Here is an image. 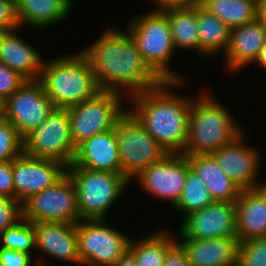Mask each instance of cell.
Returning <instances> with one entry per match:
<instances>
[{"label": "cell", "instance_id": "29", "mask_svg": "<svg viewBox=\"0 0 266 266\" xmlns=\"http://www.w3.org/2000/svg\"><path fill=\"white\" fill-rule=\"evenodd\" d=\"M214 202L203 181L192 170L187 171L184 188L174 210L185 216Z\"/></svg>", "mask_w": 266, "mask_h": 266}, {"label": "cell", "instance_id": "32", "mask_svg": "<svg viewBox=\"0 0 266 266\" xmlns=\"http://www.w3.org/2000/svg\"><path fill=\"white\" fill-rule=\"evenodd\" d=\"M239 266H266V238H255L240 242Z\"/></svg>", "mask_w": 266, "mask_h": 266}, {"label": "cell", "instance_id": "11", "mask_svg": "<svg viewBox=\"0 0 266 266\" xmlns=\"http://www.w3.org/2000/svg\"><path fill=\"white\" fill-rule=\"evenodd\" d=\"M23 218L31 223L81 221L75 183L68 173L53 186L32 195L22 204Z\"/></svg>", "mask_w": 266, "mask_h": 266}, {"label": "cell", "instance_id": "22", "mask_svg": "<svg viewBox=\"0 0 266 266\" xmlns=\"http://www.w3.org/2000/svg\"><path fill=\"white\" fill-rule=\"evenodd\" d=\"M237 238L240 242L266 238V189L242 190L236 201Z\"/></svg>", "mask_w": 266, "mask_h": 266}, {"label": "cell", "instance_id": "21", "mask_svg": "<svg viewBox=\"0 0 266 266\" xmlns=\"http://www.w3.org/2000/svg\"><path fill=\"white\" fill-rule=\"evenodd\" d=\"M176 240L183 246L190 266H233L238 263L240 241L237 237Z\"/></svg>", "mask_w": 266, "mask_h": 266}, {"label": "cell", "instance_id": "45", "mask_svg": "<svg viewBox=\"0 0 266 266\" xmlns=\"http://www.w3.org/2000/svg\"><path fill=\"white\" fill-rule=\"evenodd\" d=\"M254 1L260 4L263 0H254Z\"/></svg>", "mask_w": 266, "mask_h": 266}, {"label": "cell", "instance_id": "12", "mask_svg": "<svg viewBox=\"0 0 266 266\" xmlns=\"http://www.w3.org/2000/svg\"><path fill=\"white\" fill-rule=\"evenodd\" d=\"M53 108L39 80H26L0 105L1 116L10 121L23 138L42 124Z\"/></svg>", "mask_w": 266, "mask_h": 266}, {"label": "cell", "instance_id": "18", "mask_svg": "<svg viewBox=\"0 0 266 266\" xmlns=\"http://www.w3.org/2000/svg\"><path fill=\"white\" fill-rule=\"evenodd\" d=\"M266 40V25L258 18L230 31L229 44L224 52V67L229 73L245 69L257 58ZM225 60V61H224Z\"/></svg>", "mask_w": 266, "mask_h": 266}, {"label": "cell", "instance_id": "19", "mask_svg": "<svg viewBox=\"0 0 266 266\" xmlns=\"http://www.w3.org/2000/svg\"><path fill=\"white\" fill-rule=\"evenodd\" d=\"M68 167L93 171L120 172V153L115 128L83 140Z\"/></svg>", "mask_w": 266, "mask_h": 266}, {"label": "cell", "instance_id": "41", "mask_svg": "<svg viewBox=\"0 0 266 266\" xmlns=\"http://www.w3.org/2000/svg\"><path fill=\"white\" fill-rule=\"evenodd\" d=\"M253 63L266 70V40Z\"/></svg>", "mask_w": 266, "mask_h": 266}, {"label": "cell", "instance_id": "39", "mask_svg": "<svg viewBox=\"0 0 266 266\" xmlns=\"http://www.w3.org/2000/svg\"><path fill=\"white\" fill-rule=\"evenodd\" d=\"M202 0H162L156 8L164 9L169 7L198 6Z\"/></svg>", "mask_w": 266, "mask_h": 266}, {"label": "cell", "instance_id": "7", "mask_svg": "<svg viewBox=\"0 0 266 266\" xmlns=\"http://www.w3.org/2000/svg\"><path fill=\"white\" fill-rule=\"evenodd\" d=\"M116 137L120 153V173L131 183L149 165L167 155L129 108L117 121Z\"/></svg>", "mask_w": 266, "mask_h": 266}, {"label": "cell", "instance_id": "31", "mask_svg": "<svg viewBox=\"0 0 266 266\" xmlns=\"http://www.w3.org/2000/svg\"><path fill=\"white\" fill-rule=\"evenodd\" d=\"M24 153L23 137L0 115V162L14 160Z\"/></svg>", "mask_w": 266, "mask_h": 266}, {"label": "cell", "instance_id": "30", "mask_svg": "<svg viewBox=\"0 0 266 266\" xmlns=\"http://www.w3.org/2000/svg\"><path fill=\"white\" fill-rule=\"evenodd\" d=\"M0 244V247L32 255L33 248L36 249L33 223L22 218L14 226L0 233Z\"/></svg>", "mask_w": 266, "mask_h": 266}, {"label": "cell", "instance_id": "28", "mask_svg": "<svg viewBox=\"0 0 266 266\" xmlns=\"http://www.w3.org/2000/svg\"><path fill=\"white\" fill-rule=\"evenodd\" d=\"M136 239L132 237L129 250L134 254L137 266H164L167 248L176 240V235L160 229Z\"/></svg>", "mask_w": 266, "mask_h": 266}, {"label": "cell", "instance_id": "2", "mask_svg": "<svg viewBox=\"0 0 266 266\" xmlns=\"http://www.w3.org/2000/svg\"><path fill=\"white\" fill-rule=\"evenodd\" d=\"M183 83L163 81L127 98V105L132 103L129 110L167 154H182L187 140L191 97L179 94Z\"/></svg>", "mask_w": 266, "mask_h": 266}, {"label": "cell", "instance_id": "43", "mask_svg": "<svg viewBox=\"0 0 266 266\" xmlns=\"http://www.w3.org/2000/svg\"><path fill=\"white\" fill-rule=\"evenodd\" d=\"M46 259H44V260H41V256L39 257V258H37V260H36V262H37V264H36V266H53L52 264H50V263H46L47 261H45Z\"/></svg>", "mask_w": 266, "mask_h": 266}, {"label": "cell", "instance_id": "15", "mask_svg": "<svg viewBox=\"0 0 266 266\" xmlns=\"http://www.w3.org/2000/svg\"><path fill=\"white\" fill-rule=\"evenodd\" d=\"M181 221L176 238L237 237L236 202L214 201L188 213Z\"/></svg>", "mask_w": 266, "mask_h": 266}, {"label": "cell", "instance_id": "13", "mask_svg": "<svg viewBox=\"0 0 266 266\" xmlns=\"http://www.w3.org/2000/svg\"><path fill=\"white\" fill-rule=\"evenodd\" d=\"M189 169L186 156L167 154L160 161L149 165L132 182H138L146 194L167 201L174 208L179 201Z\"/></svg>", "mask_w": 266, "mask_h": 266}, {"label": "cell", "instance_id": "46", "mask_svg": "<svg viewBox=\"0 0 266 266\" xmlns=\"http://www.w3.org/2000/svg\"><path fill=\"white\" fill-rule=\"evenodd\" d=\"M263 186H264V188L266 189V180H264V185H263Z\"/></svg>", "mask_w": 266, "mask_h": 266}, {"label": "cell", "instance_id": "14", "mask_svg": "<svg viewBox=\"0 0 266 266\" xmlns=\"http://www.w3.org/2000/svg\"><path fill=\"white\" fill-rule=\"evenodd\" d=\"M245 132L246 130H243L231 142L211 154L227 176L242 190L256 189L264 185V180L258 178L261 173L259 171L262 153L260 149L245 141Z\"/></svg>", "mask_w": 266, "mask_h": 266}, {"label": "cell", "instance_id": "16", "mask_svg": "<svg viewBox=\"0 0 266 266\" xmlns=\"http://www.w3.org/2000/svg\"><path fill=\"white\" fill-rule=\"evenodd\" d=\"M67 173V166L54 159L22 153L13 160L15 199L23 204L32 195L53 186Z\"/></svg>", "mask_w": 266, "mask_h": 266}, {"label": "cell", "instance_id": "37", "mask_svg": "<svg viewBox=\"0 0 266 266\" xmlns=\"http://www.w3.org/2000/svg\"><path fill=\"white\" fill-rule=\"evenodd\" d=\"M0 196L15 199L13 160L0 162Z\"/></svg>", "mask_w": 266, "mask_h": 266}, {"label": "cell", "instance_id": "34", "mask_svg": "<svg viewBox=\"0 0 266 266\" xmlns=\"http://www.w3.org/2000/svg\"><path fill=\"white\" fill-rule=\"evenodd\" d=\"M26 81L18 72L0 63V105Z\"/></svg>", "mask_w": 266, "mask_h": 266}, {"label": "cell", "instance_id": "40", "mask_svg": "<svg viewBox=\"0 0 266 266\" xmlns=\"http://www.w3.org/2000/svg\"><path fill=\"white\" fill-rule=\"evenodd\" d=\"M114 266H137V261L134 254L128 249Z\"/></svg>", "mask_w": 266, "mask_h": 266}, {"label": "cell", "instance_id": "44", "mask_svg": "<svg viewBox=\"0 0 266 266\" xmlns=\"http://www.w3.org/2000/svg\"><path fill=\"white\" fill-rule=\"evenodd\" d=\"M152 2H155V6L153 7H156L162 0H151Z\"/></svg>", "mask_w": 266, "mask_h": 266}, {"label": "cell", "instance_id": "9", "mask_svg": "<svg viewBox=\"0 0 266 266\" xmlns=\"http://www.w3.org/2000/svg\"><path fill=\"white\" fill-rule=\"evenodd\" d=\"M81 266H114L129 249L132 237L109 225L107 219L76 224Z\"/></svg>", "mask_w": 266, "mask_h": 266}, {"label": "cell", "instance_id": "35", "mask_svg": "<svg viewBox=\"0 0 266 266\" xmlns=\"http://www.w3.org/2000/svg\"><path fill=\"white\" fill-rule=\"evenodd\" d=\"M32 256L30 253L0 247V266H36L37 262Z\"/></svg>", "mask_w": 266, "mask_h": 266}, {"label": "cell", "instance_id": "23", "mask_svg": "<svg viewBox=\"0 0 266 266\" xmlns=\"http://www.w3.org/2000/svg\"><path fill=\"white\" fill-rule=\"evenodd\" d=\"M73 0H15L20 27L48 29L72 14Z\"/></svg>", "mask_w": 266, "mask_h": 266}, {"label": "cell", "instance_id": "26", "mask_svg": "<svg viewBox=\"0 0 266 266\" xmlns=\"http://www.w3.org/2000/svg\"><path fill=\"white\" fill-rule=\"evenodd\" d=\"M161 10L169 20L175 49L193 50L199 54L197 6L169 7Z\"/></svg>", "mask_w": 266, "mask_h": 266}, {"label": "cell", "instance_id": "4", "mask_svg": "<svg viewBox=\"0 0 266 266\" xmlns=\"http://www.w3.org/2000/svg\"><path fill=\"white\" fill-rule=\"evenodd\" d=\"M38 80L55 108H70L101 91L80 51L45 60Z\"/></svg>", "mask_w": 266, "mask_h": 266}, {"label": "cell", "instance_id": "27", "mask_svg": "<svg viewBox=\"0 0 266 266\" xmlns=\"http://www.w3.org/2000/svg\"><path fill=\"white\" fill-rule=\"evenodd\" d=\"M201 6L230 29L259 18V4L254 0H202Z\"/></svg>", "mask_w": 266, "mask_h": 266}, {"label": "cell", "instance_id": "42", "mask_svg": "<svg viewBox=\"0 0 266 266\" xmlns=\"http://www.w3.org/2000/svg\"><path fill=\"white\" fill-rule=\"evenodd\" d=\"M259 19L266 25V0L259 4Z\"/></svg>", "mask_w": 266, "mask_h": 266}, {"label": "cell", "instance_id": "10", "mask_svg": "<svg viewBox=\"0 0 266 266\" xmlns=\"http://www.w3.org/2000/svg\"><path fill=\"white\" fill-rule=\"evenodd\" d=\"M23 143L26 155L54 159L68 167L76 153L68 109L54 107L46 120L23 138Z\"/></svg>", "mask_w": 266, "mask_h": 266}, {"label": "cell", "instance_id": "20", "mask_svg": "<svg viewBox=\"0 0 266 266\" xmlns=\"http://www.w3.org/2000/svg\"><path fill=\"white\" fill-rule=\"evenodd\" d=\"M24 28L0 32V63L18 72L26 80H38L45 59L18 32Z\"/></svg>", "mask_w": 266, "mask_h": 266}, {"label": "cell", "instance_id": "17", "mask_svg": "<svg viewBox=\"0 0 266 266\" xmlns=\"http://www.w3.org/2000/svg\"><path fill=\"white\" fill-rule=\"evenodd\" d=\"M35 246L45 256L81 266L76 225L63 222L34 223Z\"/></svg>", "mask_w": 266, "mask_h": 266}, {"label": "cell", "instance_id": "36", "mask_svg": "<svg viewBox=\"0 0 266 266\" xmlns=\"http://www.w3.org/2000/svg\"><path fill=\"white\" fill-rule=\"evenodd\" d=\"M20 28L15 0H0V32Z\"/></svg>", "mask_w": 266, "mask_h": 266}, {"label": "cell", "instance_id": "3", "mask_svg": "<svg viewBox=\"0 0 266 266\" xmlns=\"http://www.w3.org/2000/svg\"><path fill=\"white\" fill-rule=\"evenodd\" d=\"M202 90L197 97H191L187 140L181 154L184 156L212 154L245 130L214 94Z\"/></svg>", "mask_w": 266, "mask_h": 266}, {"label": "cell", "instance_id": "5", "mask_svg": "<svg viewBox=\"0 0 266 266\" xmlns=\"http://www.w3.org/2000/svg\"><path fill=\"white\" fill-rule=\"evenodd\" d=\"M128 31L145 63L162 81H186L172 70L170 62L176 49L173 45L171 27L167 15L160 9L142 13L131 18Z\"/></svg>", "mask_w": 266, "mask_h": 266}, {"label": "cell", "instance_id": "25", "mask_svg": "<svg viewBox=\"0 0 266 266\" xmlns=\"http://www.w3.org/2000/svg\"><path fill=\"white\" fill-rule=\"evenodd\" d=\"M199 56L214 58L226 51L231 29L201 5L197 6ZM222 52V53H221Z\"/></svg>", "mask_w": 266, "mask_h": 266}, {"label": "cell", "instance_id": "1", "mask_svg": "<svg viewBox=\"0 0 266 266\" xmlns=\"http://www.w3.org/2000/svg\"><path fill=\"white\" fill-rule=\"evenodd\" d=\"M88 60L101 90L127 98L159 86L163 81L145 63L126 29L107 26L92 44L80 51Z\"/></svg>", "mask_w": 266, "mask_h": 266}, {"label": "cell", "instance_id": "24", "mask_svg": "<svg viewBox=\"0 0 266 266\" xmlns=\"http://www.w3.org/2000/svg\"><path fill=\"white\" fill-rule=\"evenodd\" d=\"M185 156L190 170L203 181L214 201L238 200L242 189L227 176L211 154Z\"/></svg>", "mask_w": 266, "mask_h": 266}, {"label": "cell", "instance_id": "6", "mask_svg": "<svg viewBox=\"0 0 266 266\" xmlns=\"http://www.w3.org/2000/svg\"><path fill=\"white\" fill-rule=\"evenodd\" d=\"M75 183L77 205L82 220L106 219L107 212L121 199L132 184L120 172L93 171L67 167Z\"/></svg>", "mask_w": 266, "mask_h": 266}, {"label": "cell", "instance_id": "33", "mask_svg": "<svg viewBox=\"0 0 266 266\" xmlns=\"http://www.w3.org/2000/svg\"><path fill=\"white\" fill-rule=\"evenodd\" d=\"M23 218L22 204L16 199L0 196V233Z\"/></svg>", "mask_w": 266, "mask_h": 266}, {"label": "cell", "instance_id": "38", "mask_svg": "<svg viewBox=\"0 0 266 266\" xmlns=\"http://www.w3.org/2000/svg\"><path fill=\"white\" fill-rule=\"evenodd\" d=\"M164 266H190L186 252L177 240L167 248Z\"/></svg>", "mask_w": 266, "mask_h": 266}, {"label": "cell", "instance_id": "8", "mask_svg": "<svg viewBox=\"0 0 266 266\" xmlns=\"http://www.w3.org/2000/svg\"><path fill=\"white\" fill-rule=\"evenodd\" d=\"M126 98L119 92L101 90L91 99L67 108L74 145L115 128L119 117L128 108Z\"/></svg>", "mask_w": 266, "mask_h": 266}]
</instances>
